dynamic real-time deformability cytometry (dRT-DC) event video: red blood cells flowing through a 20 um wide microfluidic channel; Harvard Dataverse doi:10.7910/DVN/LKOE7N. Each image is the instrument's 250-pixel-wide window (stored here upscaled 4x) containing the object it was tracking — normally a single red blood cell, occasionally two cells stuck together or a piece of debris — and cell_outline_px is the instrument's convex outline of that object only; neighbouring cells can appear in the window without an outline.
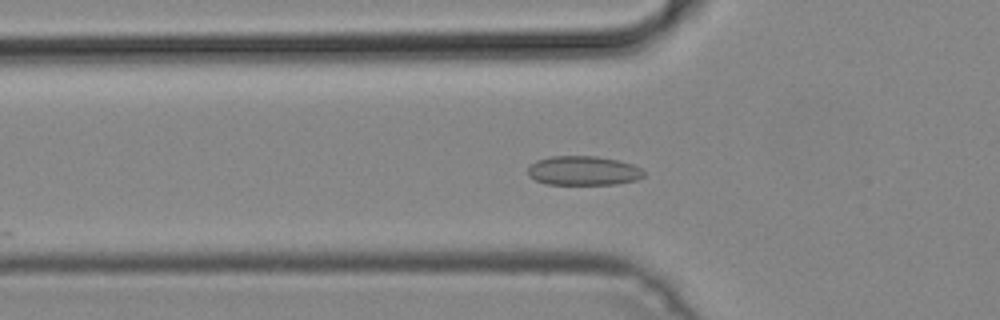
{"species": "common noctule bat (a hibernating species)", "species_latin": "Nyctalus noctula", "temperature_condition": "cold", "stored_images_in_passage": 13, "camera_frame_rate_fps": 3000, "um_per_image_px": 0.085, "animal": {"sex": "male", "body_mass_g": 19.2, "forearm_length_mm": 51.8}, "frame": {"image": 1, "passage_image": 7, "time_ms": 2.0, "image_size_px": [1000, 320], "cell_outline_px": [[644, 176], [636, 180], [616, 184], [544, 184], [528, 176], [528, 168], [536, 160], [552, 156], [596, 156], [616, 160], [632, 164], [640, 168], [644, 172]], "centroid_in_image_um": [49.56, 14.51], "position_along_channel_um": 76.2, "area_um2": 19.71}}
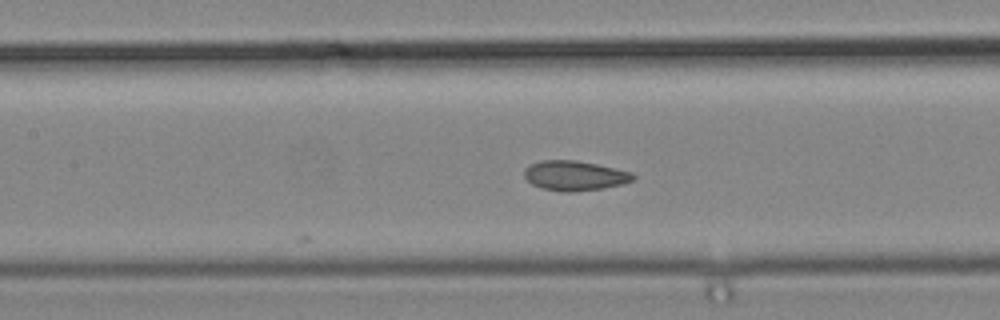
{"frame": {"image": 2, "passage_image": 13, "time_ms": 4.0, "image_size_px": [1000, 320], "cell_outline_px": [[636, 176], [632, 180], [624, 184], [604, 188], [572, 192], [564, 192], [540, 188], [532, 184], [524, 176], [524, 168], [540, 160], [576, 160], [596, 164], [632, 172]], "centroid_in_image_um": [48.84, 14.93], "position_along_channel_um": 158.6, "area_um2": 18.96}}